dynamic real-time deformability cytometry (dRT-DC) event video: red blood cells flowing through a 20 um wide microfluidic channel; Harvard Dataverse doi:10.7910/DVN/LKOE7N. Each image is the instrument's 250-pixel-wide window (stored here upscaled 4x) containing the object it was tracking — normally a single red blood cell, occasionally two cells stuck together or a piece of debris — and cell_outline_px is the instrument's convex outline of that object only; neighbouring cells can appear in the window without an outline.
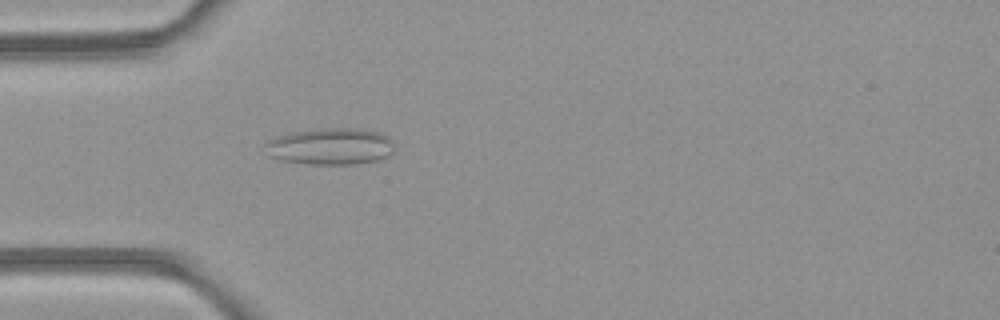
{"species": "common noctule bat (a hibernating species)", "species_latin": "Nyctalus noctula", "temperature_condition": "room temperature", "stored_images_in_passage": 49, "camera_frame_rate_fps": 3000, "um_per_image_px": 0.085, "animal": {"sex": "female", "body_mass_g": 21.9}, "frame": {"image": 1, "passage_image": 15, "time_ms": 4.667, "image_size_px": [1000, 320], "cell_outline_px": [[392, 152], [388, 156], [380, 160], [356, 164], [308, 164], [284, 160], [268, 156], [264, 144], [268, 140], [276, 136], [296, 132], [320, 128], [360, 128], [380, 132], [388, 136], [392, 140]], "centroid_in_image_um": [28.11, 12.44], "position_along_channel_um": 56.9, "area_um2": 27.74}}
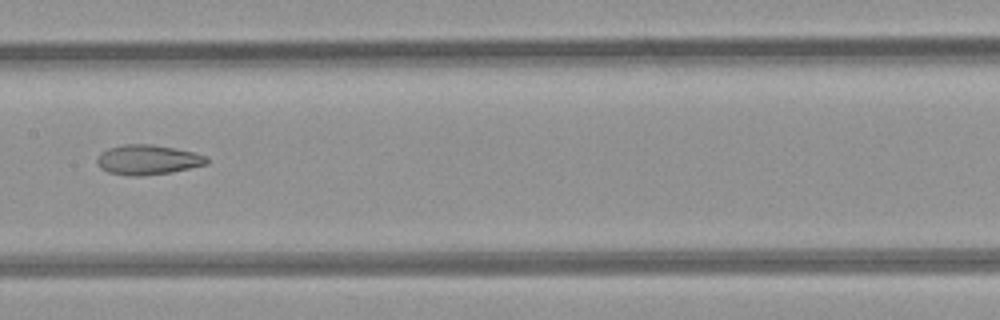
{"frame": {"image": 2, "passage_image": 25, "time_ms": 8.0, "image_size_px": [1000, 320], "cell_outline_px": [[208, 164], [172, 172], [140, 176], [128, 176], [108, 172], [100, 168], [96, 164], [96, 160], [100, 152], [108, 148], [124, 144], [152, 144], [192, 152], [204, 156], [208, 160]], "centroid_in_image_um": [12.5, 13.59], "position_along_channel_um": 194.9, "area_um2": 19.07}}
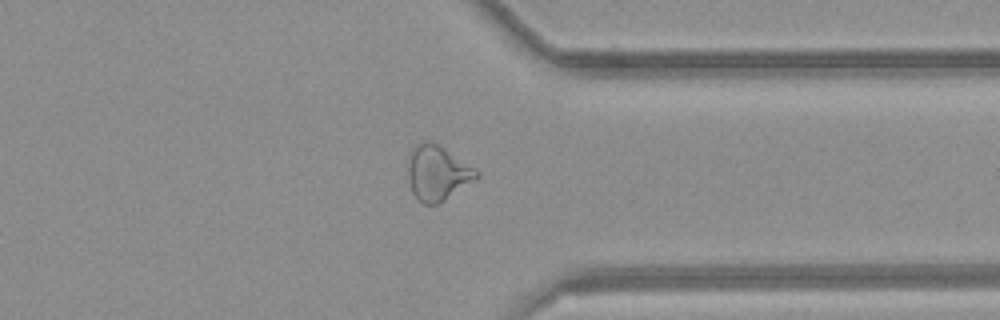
{"frame": {"image": 3, "passage_image": 38, "time_ms": 12.333, "image_size_px": [1000, 320], "cell_outline_px": [[480, 176], [476, 180], [436, 204], [424, 204], [412, 192], [408, 180], [408, 160], [412, 148], [416, 144], [424, 140], [428, 140], [444, 148], [480, 172]], "centroid_in_image_um": [37.17, 14.68], "position_along_channel_um": 374.2, "area_um2": 21.68}, "authors_computed_cell_mechanics": {"area_um2": 23.409, "velocity_mm_per_s": 4.2316, "shape_relaxation_time_tau1_ms": null, "shape_relaxation_time_tau2_ms": 2.9632, "deformation_change_tau1": null, "deformation_change_tau2": 0.1093}}